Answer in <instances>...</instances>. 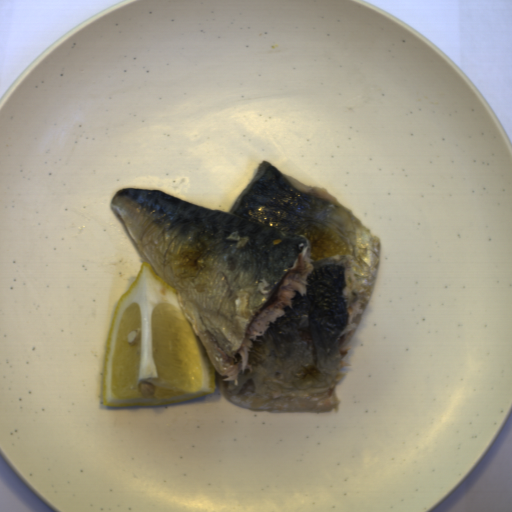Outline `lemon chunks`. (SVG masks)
I'll return each mask as SVG.
<instances>
[{
    "mask_svg": "<svg viewBox=\"0 0 512 512\" xmlns=\"http://www.w3.org/2000/svg\"><path fill=\"white\" fill-rule=\"evenodd\" d=\"M217 388L216 369L178 292L142 261L112 314L101 371L103 406H160Z\"/></svg>",
    "mask_w": 512,
    "mask_h": 512,
    "instance_id": "lemon-chunks-1",
    "label": "lemon chunks"
}]
</instances>
